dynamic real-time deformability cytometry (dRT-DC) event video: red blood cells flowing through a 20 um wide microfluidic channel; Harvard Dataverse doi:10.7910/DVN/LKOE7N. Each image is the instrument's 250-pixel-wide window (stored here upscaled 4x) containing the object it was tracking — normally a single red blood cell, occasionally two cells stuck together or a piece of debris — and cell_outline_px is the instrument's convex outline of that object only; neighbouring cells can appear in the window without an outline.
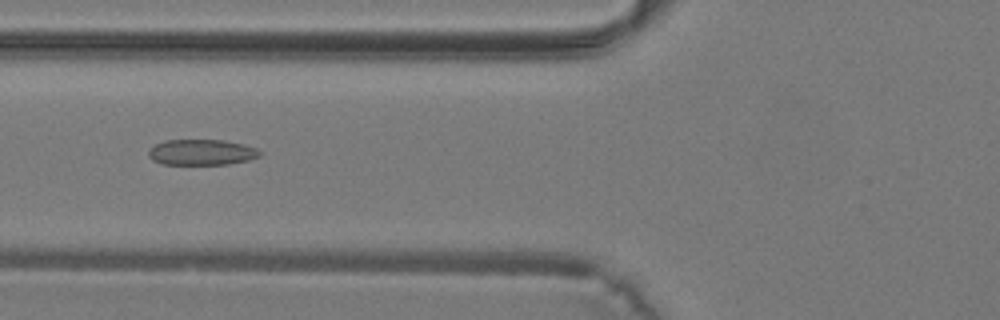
{"species": "common noctule bat (a hibernating species)", "species_latin": "Nyctalus noctula", "temperature_condition": "warm", "stored_images_in_passage": 25, "camera_frame_rate_fps": 3000, "um_per_image_px": 0.085, "animal": {"sex": "male", "body_mass_g": 19.2, "forearm_length_mm": 51.8}, "frame": {"image": 1, "passage_image": 6, "time_ms": 1.667, "image_size_px": [1000, 320], "cell_outline_px": [[264, 152], [260, 156], [248, 160], [228, 164], [164, 164], [152, 160], [148, 156], [148, 148], [164, 140], [224, 140], [244, 144], [256, 148]], "centroid_in_image_um": [17.14, 12.93], "position_along_channel_um": 108.7, "area_um2": 16.82}}
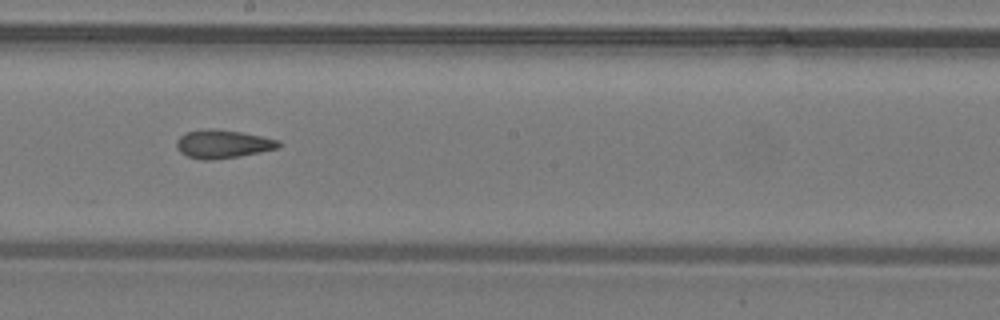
{"frame": {"image": 2, "passage_image": 13, "time_ms": 4.0, "image_size_px": [1000, 320], "cell_outline_px": [[280, 148], [260, 152], [212, 160], [204, 160], [188, 156], [180, 152], [176, 148], [176, 140], [184, 132], [208, 128], [216, 128], [240, 132], [280, 140]], "centroid_in_image_um": [18.91, 12.23], "position_along_channel_um": 229.3, "area_um2": 16.88}}
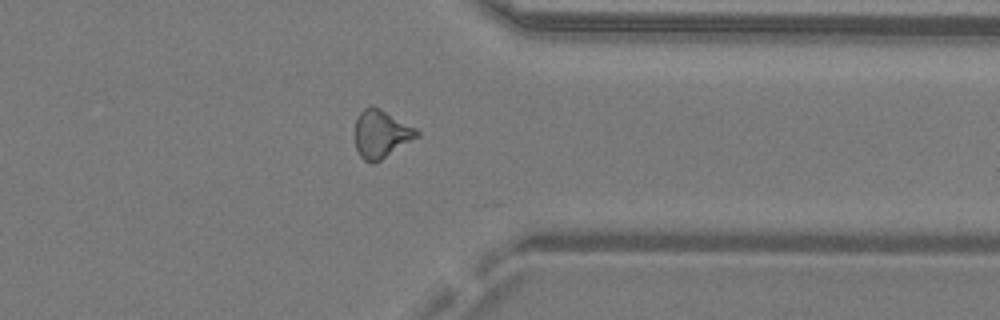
{"frame": {"image": 3, "passage_image": 22, "time_ms": 7.0, "image_size_px": [1000, 320], "cell_outline_px": [[420, 136], [380, 160], [364, 160], [360, 156], [356, 148], [356, 120], [360, 112], [368, 104], [372, 104], [380, 108], [416, 128], [420, 132]], "centroid_in_image_um": [32.42, 11.34], "position_along_channel_um": 379.0, "area_um2": 17.05}}